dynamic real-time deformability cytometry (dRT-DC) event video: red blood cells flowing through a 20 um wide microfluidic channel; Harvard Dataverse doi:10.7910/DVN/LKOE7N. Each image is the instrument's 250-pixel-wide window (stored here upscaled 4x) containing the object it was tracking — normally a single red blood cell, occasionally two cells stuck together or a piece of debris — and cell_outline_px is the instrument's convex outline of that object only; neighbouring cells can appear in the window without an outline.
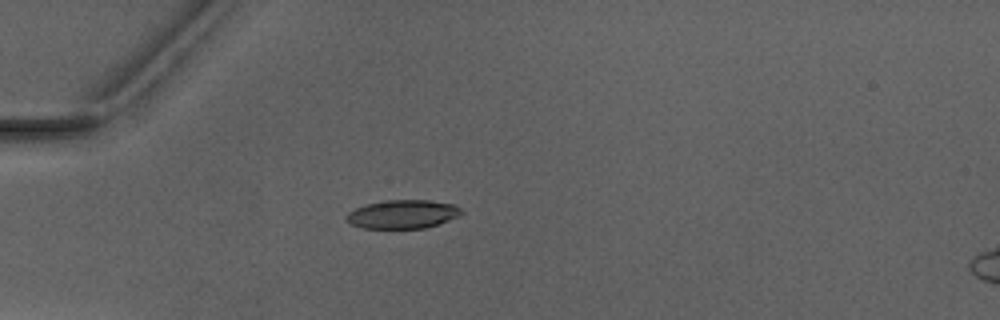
{"species": "Egyptian fruit bat (a non-hibernating species)", "species_latin": "Rousettus aegyptiacus", "temperature_condition": "warm", "stored_images_in_passage": 3, "camera_frame_rate_fps": 3000, "um_per_image_px": 0.085, "animal": {"sex": "male"}, "frame": {"image": 1, "passage_image": 3, "time_ms": 3.333, "image_size_px": [1000, 320], "cell_outline_px": [[464, 212], [440, 224], [424, 228], [364, 228], [352, 224], [344, 216], [348, 212], [356, 208], [368, 204], [384, 200], [428, 200], [452, 204], [460, 208]], "centroid_in_image_um": [34.22, 18.2], "position_along_channel_um": 50.8, "area_um2": 18.96}}